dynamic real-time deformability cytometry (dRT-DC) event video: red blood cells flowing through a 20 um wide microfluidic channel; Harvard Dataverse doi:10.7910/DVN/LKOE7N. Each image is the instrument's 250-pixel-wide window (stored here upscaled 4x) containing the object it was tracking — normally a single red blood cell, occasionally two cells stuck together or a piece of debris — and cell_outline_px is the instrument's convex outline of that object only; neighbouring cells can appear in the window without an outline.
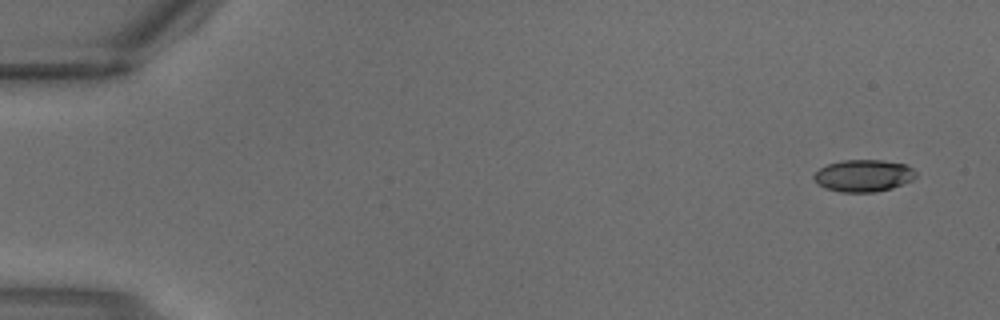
{"species": "common noctule bat (a hibernating species)", "species_latin": "Nyctalus noctula", "temperature_condition": "warm", "stored_images_in_passage": 3, "camera_frame_rate_fps": 3000, "um_per_image_px": 0.085, "animal": {"sex": "male", "body_mass_g": 18.8}, "frame": {"image": 1, "passage_image": 1, "time_ms": 0.0, "image_size_px": [1000, 320], "cell_outline_px": [[916, 176], [912, 180], [892, 188], [876, 192], [840, 192], [824, 188], [812, 176], [820, 168], [828, 164], [844, 160], [880, 160], [908, 164], [916, 172]], "centroid_in_image_um": [73.42, 14.93], "position_along_channel_um": 11.6, "area_um2": 19.02}}
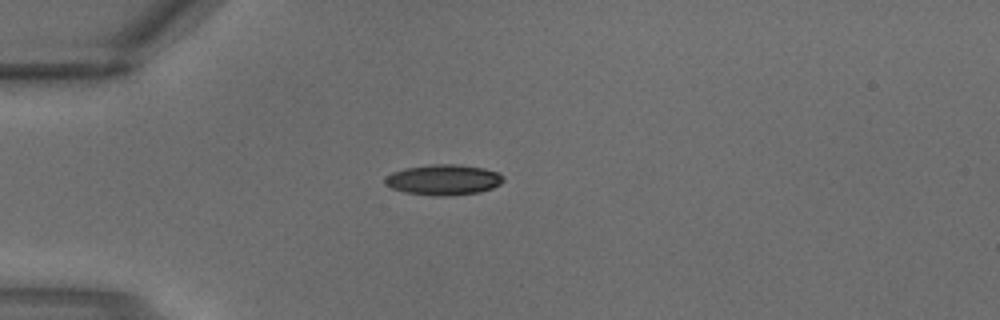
{"frame": {"image": 2, "passage_image": 3, "time_ms": 0.667, "image_size_px": [1000, 320], "cell_outline_px": [[504, 180], [500, 184], [492, 188], [480, 192], [448, 196], [436, 196], [404, 192], [392, 188], [384, 184], [384, 176], [392, 172], [404, 168], [432, 164], [460, 164], [484, 168], [500, 172], [504, 176]], "centroid_in_image_um": [37.7, 15.27], "position_along_channel_um": 47.3, "area_um2": 21.39}}